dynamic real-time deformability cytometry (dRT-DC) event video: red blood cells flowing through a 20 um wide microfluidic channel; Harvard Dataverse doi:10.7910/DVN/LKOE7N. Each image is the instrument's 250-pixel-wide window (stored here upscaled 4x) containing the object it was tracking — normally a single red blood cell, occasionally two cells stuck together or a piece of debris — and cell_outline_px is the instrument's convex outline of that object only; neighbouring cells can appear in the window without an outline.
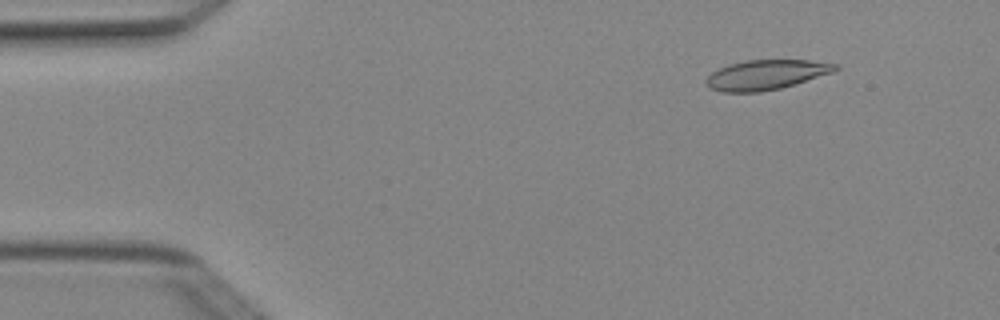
{"species": "Egyptian fruit bat (a non-hibernating species)", "species_latin": "Rousettus aegyptiacus", "temperature_condition": "cold", "stored_images_in_passage": 4, "camera_frame_rate_fps": 3000, "um_per_image_px": 0.085, "animal": {"sex": "female"}, "frame": {"image": 1, "passage_image": 2, "time_ms": 0.333, "image_size_px": [1000, 320], "cell_outline_px": [[840, 68], [832, 72], [780, 88], [760, 92], [720, 92], [708, 88], [704, 84], [704, 80], [712, 72], [728, 64], [744, 60], [808, 60], [840, 64]], "centroid_in_image_um": [65.06, 6.35], "position_along_channel_um": 19.9, "area_um2": 22.48}}